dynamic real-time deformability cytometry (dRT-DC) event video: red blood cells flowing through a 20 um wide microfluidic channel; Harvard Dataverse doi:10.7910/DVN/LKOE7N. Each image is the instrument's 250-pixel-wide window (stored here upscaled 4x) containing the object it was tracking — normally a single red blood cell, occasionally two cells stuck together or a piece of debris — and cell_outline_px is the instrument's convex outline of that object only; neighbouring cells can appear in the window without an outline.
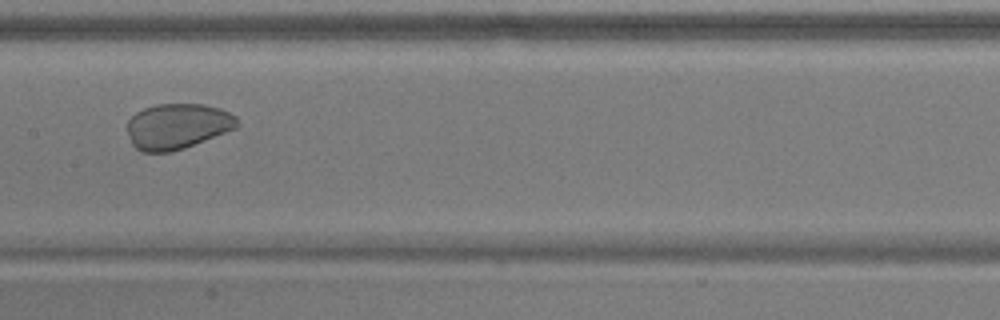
{"species": "common noctule bat (a hibernating species)", "species_latin": "Nyctalus noctula", "temperature_condition": "warm", "stored_images_in_passage": 39, "camera_frame_rate_fps": 3000, "um_per_image_px": 0.085, "animal": {"sex": "male", "body_mass_g": 17.9}, "frame": {"image": 1, "passage_image": 17, "time_ms": 5.333, "image_size_px": [1000, 320], "cell_outline_px": [[240, 124], [236, 128], [184, 148], [168, 152], [140, 152], [132, 144], [128, 132], [128, 120], [136, 112], [144, 108], [156, 104], [204, 104], [220, 108], [236, 116]], "centroid_in_image_um": [15.08, 10.72], "position_along_channel_um": 192.3, "area_um2": 29.13}}